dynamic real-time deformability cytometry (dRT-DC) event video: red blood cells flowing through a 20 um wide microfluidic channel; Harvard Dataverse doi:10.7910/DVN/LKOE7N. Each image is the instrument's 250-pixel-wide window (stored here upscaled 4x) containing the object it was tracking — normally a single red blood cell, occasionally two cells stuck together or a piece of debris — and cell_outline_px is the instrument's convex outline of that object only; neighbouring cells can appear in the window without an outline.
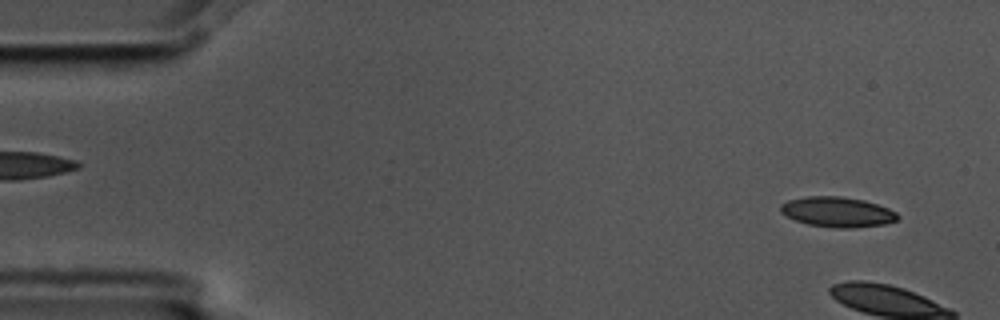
{"species": "common noctule bat (a hibernating species)", "species_latin": "Nyctalus noctula", "temperature_condition": "cold", "stored_images_in_passage": 4, "camera_frame_rate_fps": 3000, "um_per_image_px": 0.085, "animal": {"sex": "male", "body_mass_g": 17.5, "forearm_length_mm": 52.3}, "frame": {"image": 1, "passage_image": 1, "time_ms": 0.0, "image_size_px": [1000, 320], "cell_outline_px": [[900, 216], [896, 220], [884, 224], [852, 228], [836, 228], [808, 224], [796, 220], [780, 212], [780, 204], [788, 200], [808, 196], [840, 196], [864, 200], [888, 208], [896, 212]], "centroid_in_image_um": [71.18, 18.01], "position_along_channel_um": 13.8, "area_um2": 20.46}}